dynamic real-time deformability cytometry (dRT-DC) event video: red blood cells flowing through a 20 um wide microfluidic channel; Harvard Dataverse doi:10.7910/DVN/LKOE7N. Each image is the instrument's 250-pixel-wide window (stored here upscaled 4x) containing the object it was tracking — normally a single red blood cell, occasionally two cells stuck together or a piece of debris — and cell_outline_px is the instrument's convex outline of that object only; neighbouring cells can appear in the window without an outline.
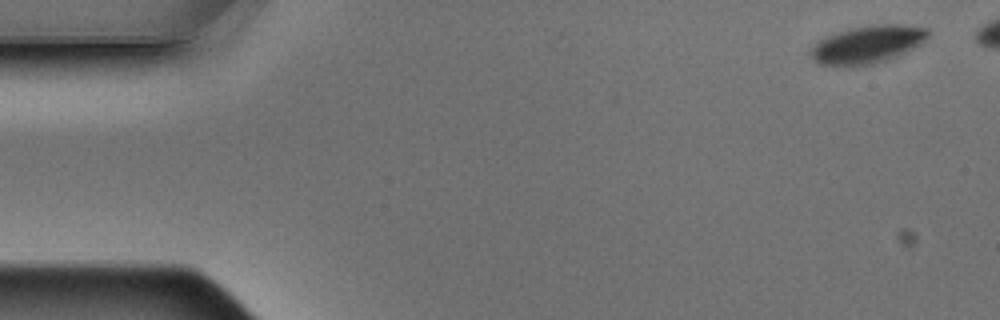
{"species": "Egyptian fruit bat (a non-hibernating species)", "species_latin": "Rousettus aegyptiacus", "temperature_condition": "warm", "stored_images_in_passage": 5, "camera_frame_rate_fps": 3000, "um_per_image_px": 0.085, "animal": {"sex": "male"}, "frame": {"image": 1, "passage_image": 1, "time_ms": 0.0, "image_size_px": [1000, 320], "cell_outline_px": [[932, 32], [920, 44], [888, 60], [872, 64], [848, 68], [816, 64], [808, 52], [812, 44], [816, 40], [836, 32], [852, 28], [872, 24], [900, 24], [928, 28]], "centroid_in_image_um": [73.65, 3.8], "position_along_channel_um": 11.3, "area_um2": 26.53}}